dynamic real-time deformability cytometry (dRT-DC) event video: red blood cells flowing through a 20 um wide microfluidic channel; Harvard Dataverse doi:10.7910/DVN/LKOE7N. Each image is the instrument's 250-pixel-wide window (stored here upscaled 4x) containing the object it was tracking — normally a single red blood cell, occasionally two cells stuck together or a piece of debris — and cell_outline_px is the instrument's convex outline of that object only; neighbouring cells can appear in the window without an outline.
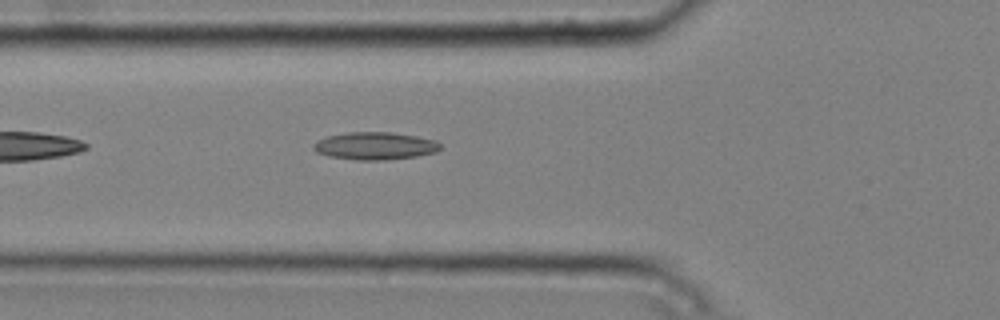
{"species": "common noctule bat (a hibernating species)", "species_latin": "Nyctalus noctula", "temperature_condition": "cold", "stored_images_in_passage": 2, "camera_frame_rate_fps": 3000, "um_per_image_px": 0.085, "animal": {"sex": "male", "body_mass_g": 20.4}, "frame": {"image": 1, "passage_image": 2, "time_ms": 0.333, "image_size_px": [1000, 320], "cell_outline_px": [[440, 148], [436, 152], [416, 156], [388, 160], [356, 160], [328, 156], [316, 152], [312, 148], [312, 144], [316, 140], [328, 136], [348, 132], [392, 132], [416, 136], [436, 140], [440, 144]], "centroid_in_image_um": [31.85, 12.4], "position_along_channel_um": 94.0, "area_um2": 20.52}}